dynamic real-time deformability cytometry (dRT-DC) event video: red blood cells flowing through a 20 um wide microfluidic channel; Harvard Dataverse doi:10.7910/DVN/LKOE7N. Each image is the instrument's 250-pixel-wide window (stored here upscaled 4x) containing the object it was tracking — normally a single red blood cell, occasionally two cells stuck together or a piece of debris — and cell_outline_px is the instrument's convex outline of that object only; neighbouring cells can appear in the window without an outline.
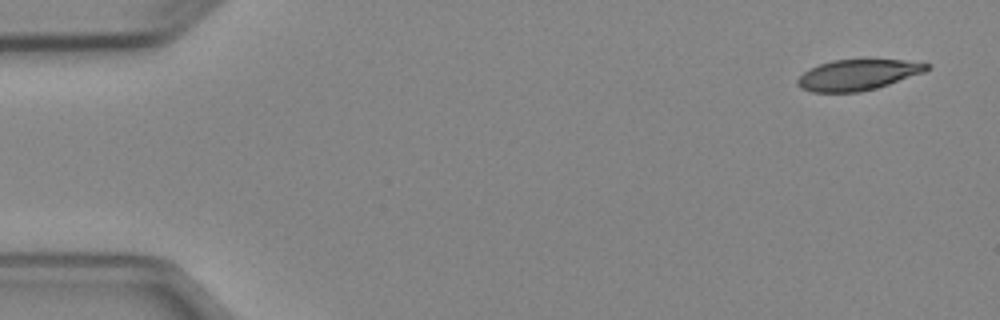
{"species": "Egyptian fruit bat (a non-hibernating species)", "species_latin": "Rousettus aegyptiacus", "temperature_condition": "cold", "stored_images_in_passage": 5, "camera_frame_rate_fps": 3000, "um_per_image_px": 0.085, "animal": {"sex": "female"}, "frame": {"image": 1, "passage_image": 1, "time_ms": 0.0, "image_size_px": [1000, 320], "cell_outline_px": [[932, 64], [924, 72], [876, 88], [860, 92], [812, 92], [800, 88], [796, 84], [796, 80], [804, 72], [820, 64], [832, 60], [904, 60]], "centroid_in_image_um": [72.89, 6.37], "position_along_channel_um": 12.1, "area_um2": 22.89}}
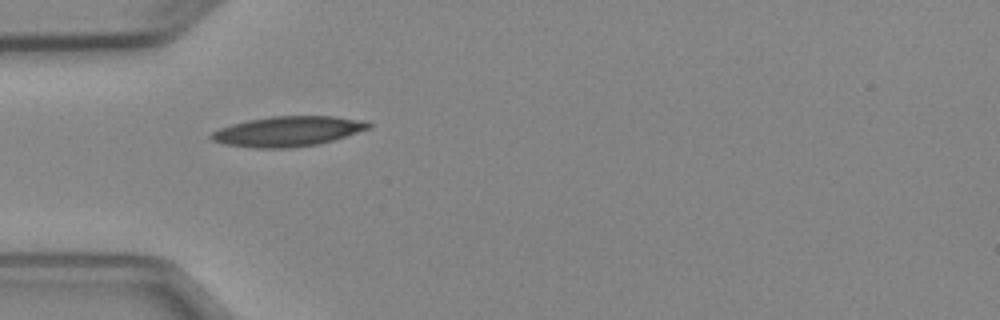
{"frame": {"image": 2, "passage_image": 4, "time_ms": 4.333, "image_size_px": [1000, 320], "cell_outline_px": [[372, 128], [332, 140], [316, 144], [288, 148], [252, 148], [224, 144], [212, 140], [208, 136], [212, 132], [220, 128], [232, 124], [248, 120], [272, 116], [336, 116], [364, 120], [372, 124]], "centroid_in_image_um": [24.47, 11.16], "position_along_channel_um": 60.5, "area_um2": 27.57}}
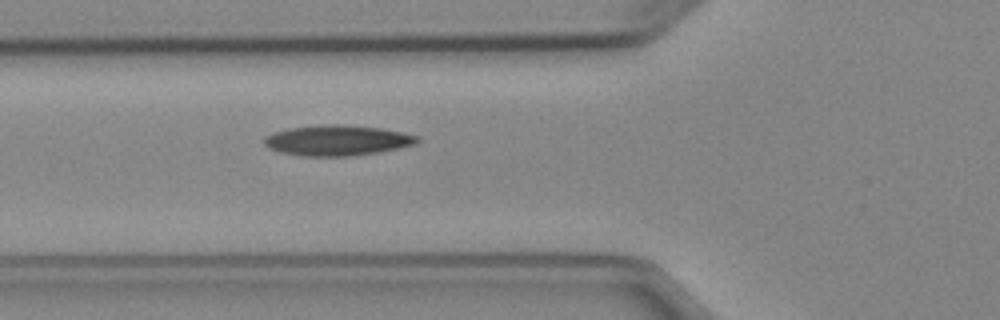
{"frame": {"image": 3, "passage_image": 5, "time_ms": 5.333, "image_size_px": [1000, 320], "cell_outline_px": [[420, 140], [416, 144], [400, 148], [380, 152], [352, 156], [300, 156], [280, 152], [268, 148], [264, 144], [264, 136], [272, 132], [288, 128], [324, 124], [340, 124], [380, 128], [400, 132], [416, 136]], "centroid_in_image_um": [28.62, 11.94], "position_along_channel_um": 97.2, "area_um2": 27.34}}